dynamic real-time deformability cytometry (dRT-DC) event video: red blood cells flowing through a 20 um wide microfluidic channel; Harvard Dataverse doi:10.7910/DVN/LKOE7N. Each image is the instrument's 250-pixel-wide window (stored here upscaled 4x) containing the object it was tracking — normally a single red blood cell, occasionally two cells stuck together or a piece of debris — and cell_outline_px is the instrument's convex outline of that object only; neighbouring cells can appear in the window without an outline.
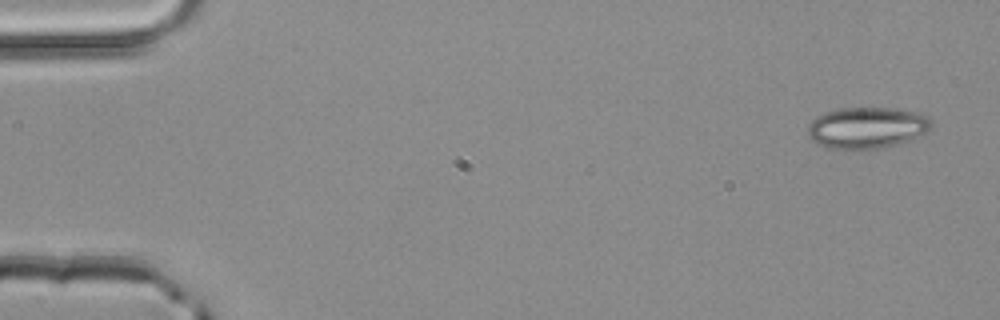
{"species": "common noctule bat (a hibernating species)", "species_latin": "Nyctalus noctula", "temperature_condition": "room temperature", "stored_images_in_passage": 4, "camera_frame_rate_fps": 3000, "um_per_image_px": 0.085, "animal": {"sex": "male", "body_mass_g": 20.4}, "frame": {"image": 1, "passage_image": 1, "time_ms": 0.0, "image_size_px": [1000, 320], "cell_outline_px": [[932, 124], [924, 132], [908, 140], [896, 144], [880, 148], [824, 148], [812, 140], [808, 136], [808, 128], [812, 120], [816, 116], [824, 112], [840, 108], [888, 108], [912, 112], [928, 116], [932, 120]], "centroid_in_image_um": [73.63, 10.85], "position_along_channel_um": 11.4, "area_um2": 29.25}}